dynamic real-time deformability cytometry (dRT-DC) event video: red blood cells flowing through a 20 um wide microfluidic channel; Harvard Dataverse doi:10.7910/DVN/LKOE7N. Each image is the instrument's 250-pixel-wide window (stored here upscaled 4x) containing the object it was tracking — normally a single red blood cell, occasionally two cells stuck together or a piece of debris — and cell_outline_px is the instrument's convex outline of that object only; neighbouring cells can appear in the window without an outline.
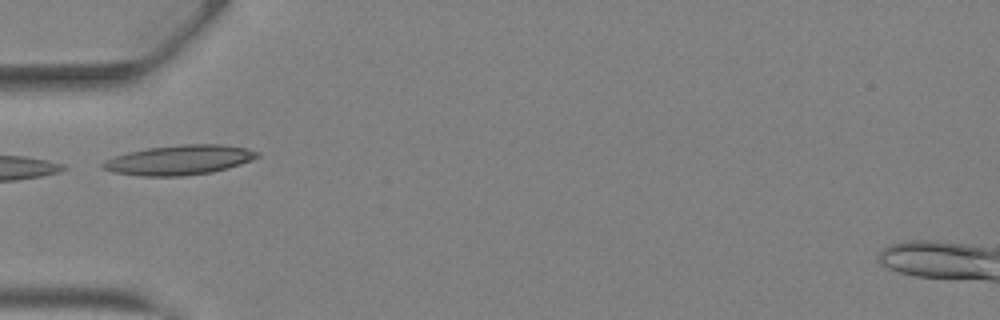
{"species": "Egyptian fruit bat (a non-hibernating species)", "species_latin": "Rousettus aegyptiacus", "temperature_condition": "warm", "stored_images_in_passage": 5, "camera_frame_rate_fps": 3000, "um_per_image_px": 0.085, "animal": {"sex": "female"}, "frame": {"image": 1, "passage_image": 1, "time_ms": 0.0, "image_size_px": [1000, 320], "cell_outline_px": [[260, 156], [252, 160], [228, 168], [212, 172], [180, 176], [140, 176], [116, 172], [104, 168], [100, 164], [104, 160], [128, 152], [148, 148], [184, 144], [224, 144], [248, 148], [260, 152]], "centroid_in_image_um": [15.29, 13.59], "position_along_channel_um": 69.7, "area_um2": 26.7}}